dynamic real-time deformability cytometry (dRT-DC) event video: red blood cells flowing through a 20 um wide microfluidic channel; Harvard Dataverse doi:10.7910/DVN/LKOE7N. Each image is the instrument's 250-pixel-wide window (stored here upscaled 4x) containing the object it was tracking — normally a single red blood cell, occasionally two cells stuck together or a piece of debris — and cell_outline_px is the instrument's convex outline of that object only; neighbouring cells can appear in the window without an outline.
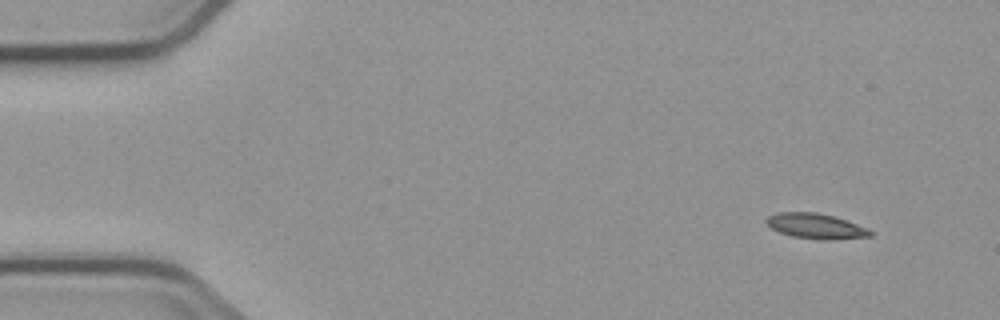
{"species": "common noctule bat (a hibernating species)", "species_latin": "Nyctalus noctula", "temperature_condition": "cold", "stored_images_in_passage": 4, "camera_frame_rate_fps": 3000, "um_per_image_px": 0.085, "animal": {"sex": "male", "body_mass_g": 23.1, "forearm_length_mm": 52.7}, "frame": {"image": 1, "passage_image": 1, "time_ms": 0.0, "image_size_px": [1000, 320], "cell_outline_px": [[876, 232], [872, 236], [820, 240], [792, 236], [780, 232], [772, 228], [764, 220], [768, 216], [776, 212], [816, 212], [848, 220], [868, 228]], "centroid_in_image_um": [69.37, 19.21], "position_along_channel_um": 15.6, "area_um2": 15.32}}